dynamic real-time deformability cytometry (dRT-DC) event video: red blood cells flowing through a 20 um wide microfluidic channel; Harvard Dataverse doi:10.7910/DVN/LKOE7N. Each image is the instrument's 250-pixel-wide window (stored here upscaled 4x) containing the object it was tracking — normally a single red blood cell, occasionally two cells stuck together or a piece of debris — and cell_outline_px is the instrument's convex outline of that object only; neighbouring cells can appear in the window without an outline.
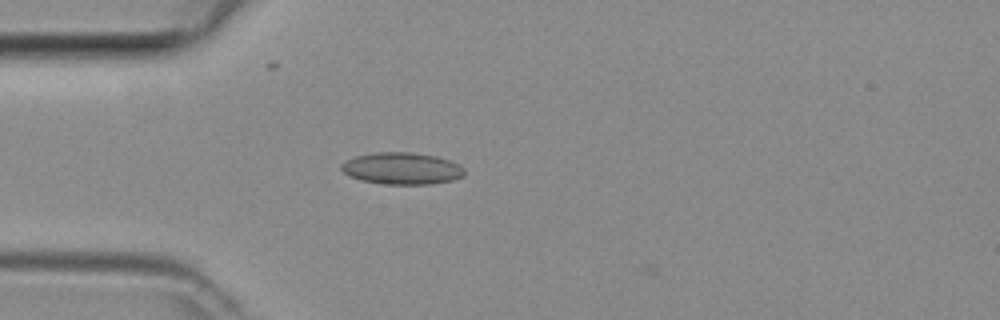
{"species": "common noctule bat (a hibernating species)", "species_latin": "Nyctalus noctula", "temperature_condition": "room temperature", "stored_images_in_passage": 3, "camera_frame_rate_fps": 3000, "um_per_image_px": 0.085, "animal": {"sex": "female", "body_mass_g": 29.2, "forearm_length_mm": 56.3}, "frame": {"image": 1, "passage_image": 2, "time_ms": 0.333, "image_size_px": [1000, 320], "cell_outline_px": [[464, 176], [452, 180], [432, 184], [384, 184], [360, 180], [348, 176], [340, 168], [340, 164], [356, 156], [376, 152], [412, 152], [436, 156], [460, 164], [464, 168]], "centroid_in_image_um": [34.16, 14.32], "position_along_channel_um": 50.8, "area_um2": 22.95}}